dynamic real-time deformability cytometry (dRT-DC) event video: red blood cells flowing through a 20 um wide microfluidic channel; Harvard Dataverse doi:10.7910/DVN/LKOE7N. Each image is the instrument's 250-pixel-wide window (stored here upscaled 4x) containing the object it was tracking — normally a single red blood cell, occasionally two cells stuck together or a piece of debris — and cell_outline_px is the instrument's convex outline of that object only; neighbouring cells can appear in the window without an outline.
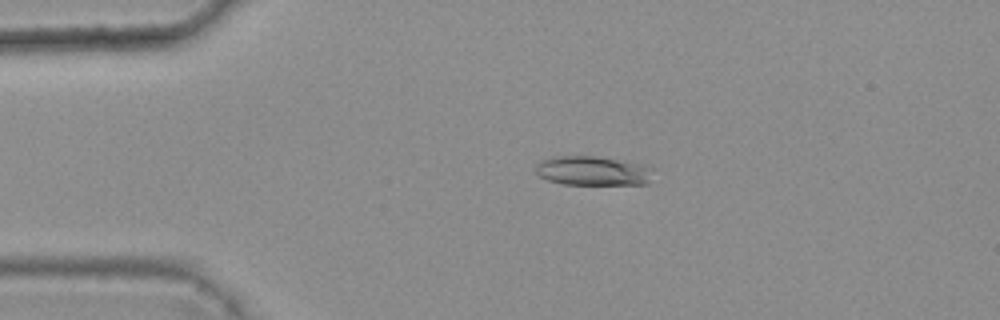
{"species": "common noctule bat (a hibernating species)", "species_latin": "Nyctalus noctula", "temperature_condition": "warm", "stored_images_in_passage": 5, "camera_frame_rate_fps": 3000, "um_per_image_px": 0.085, "animal": {"sex": "female", "body_mass_g": 25.1}, "frame": {"image": 1, "passage_image": 4, "time_ms": 1.0, "image_size_px": [1000, 320], "cell_outline_px": [[652, 168], [648, 184], [560, 184], [548, 180], [540, 176], [536, 172], [536, 164], [540, 160], [552, 156], [592, 156], [640, 164]], "centroid_in_image_um": [50.32, 14.52], "position_along_channel_um": 34.7, "area_um2": 19.83}}